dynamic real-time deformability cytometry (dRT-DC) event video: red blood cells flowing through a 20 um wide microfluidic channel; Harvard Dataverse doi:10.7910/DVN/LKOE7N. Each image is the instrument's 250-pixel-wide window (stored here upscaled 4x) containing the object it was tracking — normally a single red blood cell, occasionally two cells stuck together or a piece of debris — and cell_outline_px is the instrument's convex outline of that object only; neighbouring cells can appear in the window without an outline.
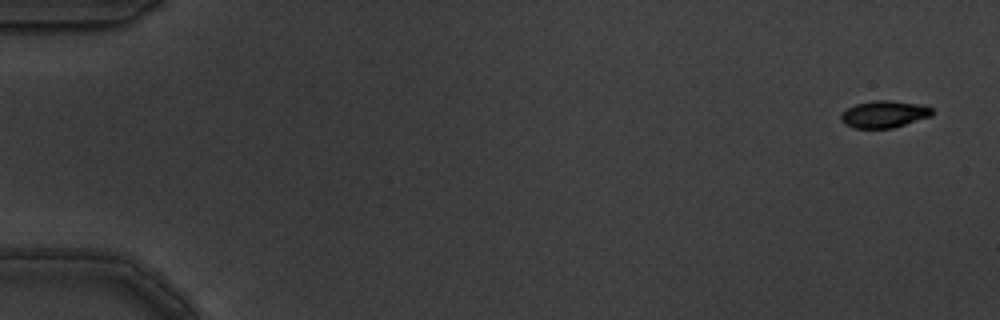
{"species": "common noctule bat (a hibernating species)", "species_latin": "Nyctalus noctula", "temperature_condition": "warm", "stored_images_in_passage": 6, "camera_frame_rate_fps": 3000, "um_per_image_px": 0.085, "animal": {"sex": "male", "body_mass_g": 19.5, "forearm_length_mm": 54.6}, "frame": {"image": 1, "passage_image": 1, "time_ms": 0.0, "image_size_px": [1000, 320], "cell_outline_px": [[932, 116], [892, 128], [856, 128], [844, 124], [840, 120], [840, 116], [848, 108], [856, 104], [872, 100], [888, 100], [916, 104], [932, 108]], "centroid_in_image_um": [75.13, 9.71], "position_along_channel_um": 9.9, "area_um2": 14.16}}